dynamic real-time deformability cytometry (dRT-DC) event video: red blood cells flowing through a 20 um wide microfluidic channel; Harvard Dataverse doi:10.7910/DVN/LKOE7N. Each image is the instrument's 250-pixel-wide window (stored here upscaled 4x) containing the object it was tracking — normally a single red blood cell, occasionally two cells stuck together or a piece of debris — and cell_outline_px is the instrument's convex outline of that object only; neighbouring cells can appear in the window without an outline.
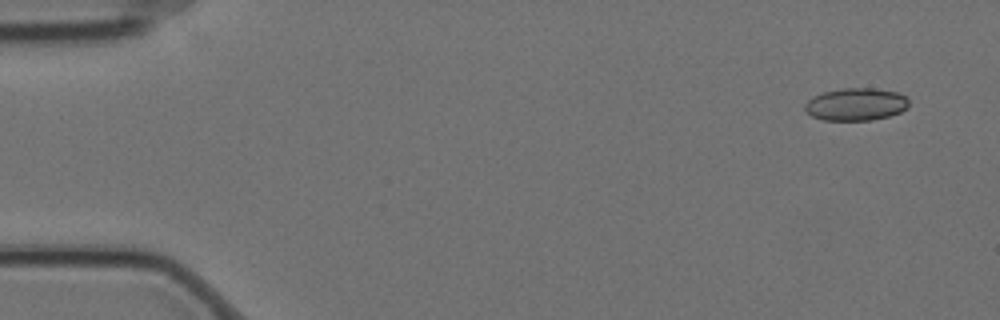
{"species": "Egyptian fruit bat (a non-hibernating species)", "species_latin": "Rousettus aegyptiacus", "temperature_condition": "cold", "stored_images_in_passage": 4, "camera_frame_rate_fps": 3000, "um_per_image_px": 0.085, "animal": {"sex": "female"}, "frame": {"image": 1, "passage_image": 1, "time_ms": 0.0, "image_size_px": [1000, 320], "cell_outline_px": [[908, 108], [900, 112], [888, 116], [872, 120], [824, 120], [812, 116], [804, 112], [804, 104], [812, 96], [824, 92], [844, 88], [872, 88], [896, 92], [904, 96], [908, 100]], "centroid_in_image_um": [72.72, 8.87], "position_along_channel_um": 12.3, "area_um2": 19.71}}
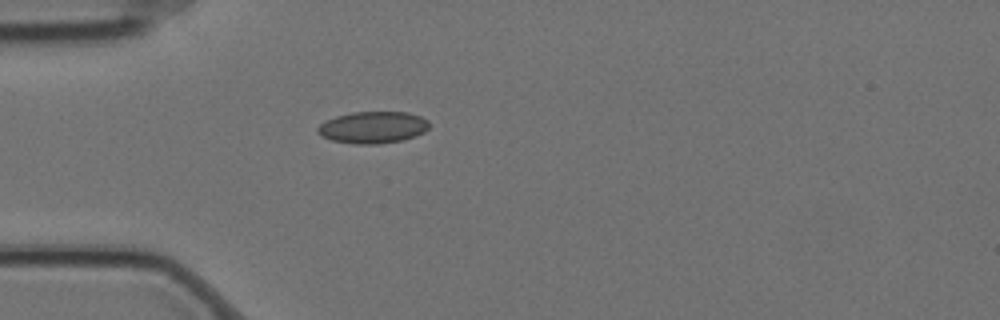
{"frame": {"image": 2, "passage_image": 4, "time_ms": 1.0, "image_size_px": [1000, 320], "cell_outline_px": [[428, 128], [424, 132], [416, 136], [404, 140], [380, 144], [356, 144], [332, 140], [320, 136], [316, 132], [316, 128], [320, 124], [336, 116], [352, 112], [408, 112], [420, 116], [428, 120]], "centroid_in_image_um": [31.69, 10.83], "position_along_channel_um": 53.3, "area_um2": 20.81}}